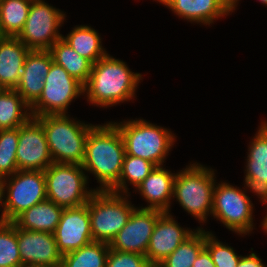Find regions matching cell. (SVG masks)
I'll return each instance as SVG.
<instances>
[{
  "label": "cell",
  "instance_id": "obj_7",
  "mask_svg": "<svg viewBox=\"0 0 267 267\" xmlns=\"http://www.w3.org/2000/svg\"><path fill=\"white\" fill-rule=\"evenodd\" d=\"M46 199L44 171L18 170L0 180L1 215L5 222H13L25 210Z\"/></svg>",
  "mask_w": 267,
  "mask_h": 267
},
{
  "label": "cell",
  "instance_id": "obj_40",
  "mask_svg": "<svg viewBox=\"0 0 267 267\" xmlns=\"http://www.w3.org/2000/svg\"><path fill=\"white\" fill-rule=\"evenodd\" d=\"M13 267H25V266H23V265H19V266H13Z\"/></svg>",
  "mask_w": 267,
  "mask_h": 267
},
{
  "label": "cell",
  "instance_id": "obj_11",
  "mask_svg": "<svg viewBox=\"0 0 267 267\" xmlns=\"http://www.w3.org/2000/svg\"><path fill=\"white\" fill-rule=\"evenodd\" d=\"M65 15L43 0H32L28 17L17 38L30 50H49L63 36L59 28L65 21Z\"/></svg>",
  "mask_w": 267,
  "mask_h": 267
},
{
  "label": "cell",
  "instance_id": "obj_15",
  "mask_svg": "<svg viewBox=\"0 0 267 267\" xmlns=\"http://www.w3.org/2000/svg\"><path fill=\"white\" fill-rule=\"evenodd\" d=\"M54 236L62 255L93 242L88 202L79 207L64 208Z\"/></svg>",
  "mask_w": 267,
  "mask_h": 267
},
{
  "label": "cell",
  "instance_id": "obj_9",
  "mask_svg": "<svg viewBox=\"0 0 267 267\" xmlns=\"http://www.w3.org/2000/svg\"><path fill=\"white\" fill-rule=\"evenodd\" d=\"M217 184V185H216ZM246 190L234 187L229 183H215L212 203V214L227 229L239 235L251 233L253 225V203Z\"/></svg>",
  "mask_w": 267,
  "mask_h": 267
},
{
  "label": "cell",
  "instance_id": "obj_17",
  "mask_svg": "<svg viewBox=\"0 0 267 267\" xmlns=\"http://www.w3.org/2000/svg\"><path fill=\"white\" fill-rule=\"evenodd\" d=\"M52 62L49 50H30L25 58L19 83L14 89L30 107L42 93Z\"/></svg>",
  "mask_w": 267,
  "mask_h": 267
},
{
  "label": "cell",
  "instance_id": "obj_8",
  "mask_svg": "<svg viewBox=\"0 0 267 267\" xmlns=\"http://www.w3.org/2000/svg\"><path fill=\"white\" fill-rule=\"evenodd\" d=\"M44 174L47 199L63 208L85 205L97 190H87L89 178L81 165L53 162Z\"/></svg>",
  "mask_w": 267,
  "mask_h": 267
},
{
  "label": "cell",
  "instance_id": "obj_4",
  "mask_svg": "<svg viewBox=\"0 0 267 267\" xmlns=\"http://www.w3.org/2000/svg\"><path fill=\"white\" fill-rule=\"evenodd\" d=\"M214 170L199 163H193L176 173L173 199L200 223H205L212 214L213 193L215 188Z\"/></svg>",
  "mask_w": 267,
  "mask_h": 267
},
{
  "label": "cell",
  "instance_id": "obj_27",
  "mask_svg": "<svg viewBox=\"0 0 267 267\" xmlns=\"http://www.w3.org/2000/svg\"><path fill=\"white\" fill-rule=\"evenodd\" d=\"M110 246L93 241L80 249L64 254L61 267H106Z\"/></svg>",
  "mask_w": 267,
  "mask_h": 267
},
{
  "label": "cell",
  "instance_id": "obj_31",
  "mask_svg": "<svg viewBox=\"0 0 267 267\" xmlns=\"http://www.w3.org/2000/svg\"><path fill=\"white\" fill-rule=\"evenodd\" d=\"M19 140V127L0 130V180L18 171L16 153Z\"/></svg>",
  "mask_w": 267,
  "mask_h": 267
},
{
  "label": "cell",
  "instance_id": "obj_12",
  "mask_svg": "<svg viewBox=\"0 0 267 267\" xmlns=\"http://www.w3.org/2000/svg\"><path fill=\"white\" fill-rule=\"evenodd\" d=\"M16 163L18 170L28 171H45L53 163L43 126L36 117L19 127Z\"/></svg>",
  "mask_w": 267,
  "mask_h": 267
},
{
  "label": "cell",
  "instance_id": "obj_39",
  "mask_svg": "<svg viewBox=\"0 0 267 267\" xmlns=\"http://www.w3.org/2000/svg\"><path fill=\"white\" fill-rule=\"evenodd\" d=\"M150 267H159L158 265H150Z\"/></svg>",
  "mask_w": 267,
  "mask_h": 267
},
{
  "label": "cell",
  "instance_id": "obj_2",
  "mask_svg": "<svg viewBox=\"0 0 267 267\" xmlns=\"http://www.w3.org/2000/svg\"><path fill=\"white\" fill-rule=\"evenodd\" d=\"M142 78L140 73L132 72L125 62L107 53L92 65L84 94L94 106L112 107L133 99Z\"/></svg>",
  "mask_w": 267,
  "mask_h": 267
},
{
  "label": "cell",
  "instance_id": "obj_25",
  "mask_svg": "<svg viewBox=\"0 0 267 267\" xmlns=\"http://www.w3.org/2000/svg\"><path fill=\"white\" fill-rule=\"evenodd\" d=\"M31 117L30 106L15 89L0 91V130L18 128Z\"/></svg>",
  "mask_w": 267,
  "mask_h": 267
},
{
  "label": "cell",
  "instance_id": "obj_13",
  "mask_svg": "<svg viewBox=\"0 0 267 267\" xmlns=\"http://www.w3.org/2000/svg\"><path fill=\"white\" fill-rule=\"evenodd\" d=\"M163 212L136 208L109 246L112 250L146 255L153 228Z\"/></svg>",
  "mask_w": 267,
  "mask_h": 267
},
{
  "label": "cell",
  "instance_id": "obj_34",
  "mask_svg": "<svg viewBox=\"0 0 267 267\" xmlns=\"http://www.w3.org/2000/svg\"><path fill=\"white\" fill-rule=\"evenodd\" d=\"M237 267H266L262 263V259H260L256 253H250L247 256H241Z\"/></svg>",
  "mask_w": 267,
  "mask_h": 267
},
{
  "label": "cell",
  "instance_id": "obj_6",
  "mask_svg": "<svg viewBox=\"0 0 267 267\" xmlns=\"http://www.w3.org/2000/svg\"><path fill=\"white\" fill-rule=\"evenodd\" d=\"M130 194H117L96 190L88 201L91 234L93 241L110 244L126 225L136 209L127 198Z\"/></svg>",
  "mask_w": 267,
  "mask_h": 267
},
{
  "label": "cell",
  "instance_id": "obj_14",
  "mask_svg": "<svg viewBox=\"0 0 267 267\" xmlns=\"http://www.w3.org/2000/svg\"><path fill=\"white\" fill-rule=\"evenodd\" d=\"M17 242L25 267H61L62 254L52 233L24 230L17 226Z\"/></svg>",
  "mask_w": 267,
  "mask_h": 267
},
{
  "label": "cell",
  "instance_id": "obj_22",
  "mask_svg": "<svg viewBox=\"0 0 267 267\" xmlns=\"http://www.w3.org/2000/svg\"><path fill=\"white\" fill-rule=\"evenodd\" d=\"M64 208L46 199L25 210L13 222L21 229L54 234Z\"/></svg>",
  "mask_w": 267,
  "mask_h": 267
},
{
  "label": "cell",
  "instance_id": "obj_30",
  "mask_svg": "<svg viewBox=\"0 0 267 267\" xmlns=\"http://www.w3.org/2000/svg\"><path fill=\"white\" fill-rule=\"evenodd\" d=\"M22 265L17 242V225L0 216V267Z\"/></svg>",
  "mask_w": 267,
  "mask_h": 267
},
{
  "label": "cell",
  "instance_id": "obj_24",
  "mask_svg": "<svg viewBox=\"0 0 267 267\" xmlns=\"http://www.w3.org/2000/svg\"><path fill=\"white\" fill-rule=\"evenodd\" d=\"M53 62L63 67L70 76L85 85L92 70V63L80 56L62 38L49 49Z\"/></svg>",
  "mask_w": 267,
  "mask_h": 267
},
{
  "label": "cell",
  "instance_id": "obj_38",
  "mask_svg": "<svg viewBox=\"0 0 267 267\" xmlns=\"http://www.w3.org/2000/svg\"><path fill=\"white\" fill-rule=\"evenodd\" d=\"M155 1V0H154ZM159 3L163 4L166 0H157Z\"/></svg>",
  "mask_w": 267,
  "mask_h": 267
},
{
  "label": "cell",
  "instance_id": "obj_26",
  "mask_svg": "<svg viewBox=\"0 0 267 267\" xmlns=\"http://www.w3.org/2000/svg\"><path fill=\"white\" fill-rule=\"evenodd\" d=\"M32 0L0 1V34L17 37L24 27Z\"/></svg>",
  "mask_w": 267,
  "mask_h": 267
},
{
  "label": "cell",
  "instance_id": "obj_19",
  "mask_svg": "<svg viewBox=\"0 0 267 267\" xmlns=\"http://www.w3.org/2000/svg\"><path fill=\"white\" fill-rule=\"evenodd\" d=\"M176 173H171L163 166H157L135 189L139 191L148 206L141 209L158 210L170 213V200L173 199Z\"/></svg>",
  "mask_w": 267,
  "mask_h": 267
},
{
  "label": "cell",
  "instance_id": "obj_23",
  "mask_svg": "<svg viewBox=\"0 0 267 267\" xmlns=\"http://www.w3.org/2000/svg\"><path fill=\"white\" fill-rule=\"evenodd\" d=\"M71 48L92 64L107 54L102 47V38L91 26L80 25L73 28L67 36H62Z\"/></svg>",
  "mask_w": 267,
  "mask_h": 267
},
{
  "label": "cell",
  "instance_id": "obj_37",
  "mask_svg": "<svg viewBox=\"0 0 267 267\" xmlns=\"http://www.w3.org/2000/svg\"><path fill=\"white\" fill-rule=\"evenodd\" d=\"M259 2L263 3L264 5L267 6V0H259ZM238 0H233L231 3H230V8H231V12H234V10H236V7L238 5Z\"/></svg>",
  "mask_w": 267,
  "mask_h": 267
},
{
  "label": "cell",
  "instance_id": "obj_29",
  "mask_svg": "<svg viewBox=\"0 0 267 267\" xmlns=\"http://www.w3.org/2000/svg\"><path fill=\"white\" fill-rule=\"evenodd\" d=\"M155 168L156 166L152 162L125 153L119 181L109 191L128 195L129 188L127 184L129 183L137 188Z\"/></svg>",
  "mask_w": 267,
  "mask_h": 267
},
{
  "label": "cell",
  "instance_id": "obj_18",
  "mask_svg": "<svg viewBox=\"0 0 267 267\" xmlns=\"http://www.w3.org/2000/svg\"><path fill=\"white\" fill-rule=\"evenodd\" d=\"M248 147L244 181L262 199L267 195V121L262 122Z\"/></svg>",
  "mask_w": 267,
  "mask_h": 267
},
{
  "label": "cell",
  "instance_id": "obj_32",
  "mask_svg": "<svg viewBox=\"0 0 267 267\" xmlns=\"http://www.w3.org/2000/svg\"><path fill=\"white\" fill-rule=\"evenodd\" d=\"M205 248L209 251L215 267H237L242 256H239L233 247L216 239L211 231H205Z\"/></svg>",
  "mask_w": 267,
  "mask_h": 267
},
{
  "label": "cell",
  "instance_id": "obj_28",
  "mask_svg": "<svg viewBox=\"0 0 267 267\" xmlns=\"http://www.w3.org/2000/svg\"><path fill=\"white\" fill-rule=\"evenodd\" d=\"M205 248V230L199 228L181 243L159 267H192L199 253Z\"/></svg>",
  "mask_w": 267,
  "mask_h": 267
},
{
  "label": "cell",
  "instance_id": "obj_36",
  "mask_svg": "<svg viewBox=\"0 0 267 267\" xmlns=\"http://www.w3.org/2000/svg\"><path fill=\"white\" fill-rule=\"evenodd\" d=\"M260 201H262L264 204H267V195L260 199ZM261 225L263 227V231L267 233V215L264 217Z\"/></svg>",
  "mask_w": 267,
  "mask_h": 267
},
{
  "label": "cell",
  "instance_id": "obj_5",
  "mask_svg": "<svg viewBox=\"0 0 267 267\" xmlns=\"http://www.w3.org/2000/svg\"><path fill=\"white\" fill-rule=\"evenodd\" d=\"M113 123L120 131L127 155L145 159L156 167L163 166L176 140L169 129L144 119Z\"/></svg>",
  "mask_w": 267,
  "mask_h": 267
},
{
  "label": "cell",
  "instance_id": "obj_33",
  "mask_svg": "<svg viewBox=\"0 0 267 267\" xmlns=\"http://www.w3.org/2000/svg\"><path fill=\"white\" fill-rule=\"evenodd\" d=\"M106 267H150L143 254L109 249Z\"/></svg>",
  "mask_w": 267,
  "mask_h": 267
},
{
  "label": "cell",
  "instance_id": "obj_20",
  "mask_svg": "<svg viewBox=\"0 0 267 267\" xmlns=\"http://www.w3.org/2000/svg\"><path fill=\"white\" fill-rule=\"evenodd\" d=\"M163 5L182 19L206 26L231 13L227 0H166Z\"/></svg>",
  "mask_w": 267,
  "mask_h": 267
},
{
  "label": "cell",
  "instance_id": "obj_35",
  "mask_svg": "<svg viewBox=\"0 0 267 267\" xmlns=\"http://www.w3.org/2000/svg\"><path fill=\"white\" fill-rule=\"evenodd\" d=\"M192 267H215L209 251L204 248L195 259Z\"/></svg>",
  "mask_w": 267,
  "mask_h": 267
},
{
  "label": "cell",
  "instance_id": "obj_21",
  "mask_svg": "<svg viewBox=\"0 0 267 267\" xmlns=\"http://www.w3.org/2000/svg\"><path fill=\"white\" fill-rule=\"evenodd\" d=\"M29 51L17 37L0 38V86L3 89H14L18 85Z\"/></svg>",
  "mask_w": 267,
  "mask_h": 267
},
{
  "label": "cell",
  "instance_id": "obj_16",
  "mask_svg": "<svg viewBox=\"0 0 267 267\" xmlns=\"http://www.w3.org/2000/svg\"><path fill=\"white\" fill-rule=\"evenodd\" d=\"M174 219L169 212H163L157 219L145 255L150 265L161 263L195 232L179 226Z\"/></svg>",
  "mask_w": 267,
  "mask_h": 267
},
{
  "label": "cell",
  "instance_id": "obj_10",
  "mask_svg": "<svg viewBox=\"0 0 267 267\" xmlns=\"http://www.w3.org/2000/svg\"><path fill=\"white\" fill-rule=\"evenodd\" d=\"M84 95V85L52 62L38 100L30 107L32 117L66 115L73 99Z\"/></svg>",
  "mask_w": 267,
  "mask_h": 267
},
{
  "label": "cell",
  "instance_id": "obj_3",
  "mask_svg": "<svg viewBox=\"0 0 267 267\" xmlns=\"http://www.w3.org/2000/svg\"><path fill=\"white\" fill-rule=\"evenodd\" d=\"M70 115L36 117L42 124L54 163L82 165L89 131L95 126Z\"/></svg>",
  "mask_w": 267,
  "mask_h": 267
},
{
  "label": "cell",
  "instance_id": "obj_1",
  "mask_svg": "<svg viewBox=\"0 0 267 267\" xmlns=\"http://www.w3.org/2000/svg\"><path fill=\"white\" fill-rule=\"evenodd\" d=\"M124 156L125 146L118 127L112 121L98 124L89 131L81 166L100 183L97 190L107 191L119 181Z\"/></svg>",
  "mask_w": 267,
  "mask_h": 267
}]
</instances>
